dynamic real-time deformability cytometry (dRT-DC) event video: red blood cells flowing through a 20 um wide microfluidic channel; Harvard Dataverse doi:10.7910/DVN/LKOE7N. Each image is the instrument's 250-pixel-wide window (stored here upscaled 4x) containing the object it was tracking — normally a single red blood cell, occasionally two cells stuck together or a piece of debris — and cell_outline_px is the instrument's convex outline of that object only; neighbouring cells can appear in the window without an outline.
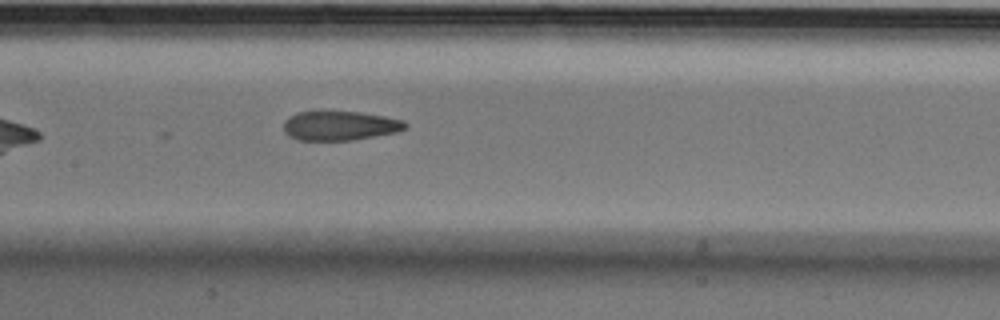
{"species": "Egyptian fruit bat (a non-hibernating species)", "species_latin": "Rousettus aegyptiacus", "temperature_condition": "cold", "stored_images_in_passage": 8, "camera_frame_rate_fps": 3000, "um_per_image_px": 0.085, "animal": {"sex": "male"}, "frame": {"image": 1, "passage_image": 8, "time_ms": 2.333, "image_size_px": [1000, 320], "cell_outline_px": [[408, 124], [404, 128], [396, 132], [352, 140], [296, 140], [288, 136], [284, 132], [284, 120], [288, 116], [296, 112], [360, 112], [384, 116], [404, 120]], "centroid_in_image_um": [28.85, 10.69], "position_along_channel_um": 178.6, "area_um2": 20.75}}